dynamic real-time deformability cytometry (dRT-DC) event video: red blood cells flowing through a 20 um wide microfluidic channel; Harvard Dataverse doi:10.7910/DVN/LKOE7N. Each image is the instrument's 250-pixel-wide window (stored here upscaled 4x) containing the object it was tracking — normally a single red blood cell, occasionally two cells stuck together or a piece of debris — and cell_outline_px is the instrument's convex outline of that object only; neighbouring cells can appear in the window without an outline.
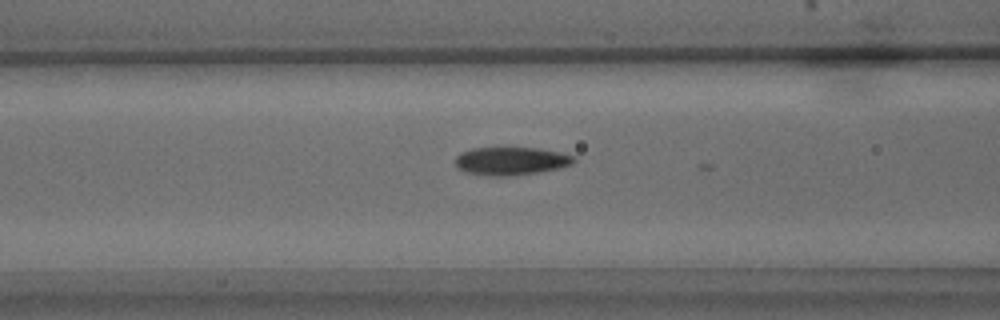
{"species": "common noctule bat (a hibernating species)", "species_latin": "Nyctalus noctula", "temperature_condition": "warm", "stored_images_in_passage": 9, "camera_frame_rate_fps": 3000, "um_per_image_px": 0.085, "animal": {"sex": "male", "body_mass_g": 15.6}, "frame": {"image": 1, "passage_image": 4, "time_ms": 1.0, "image_size_px": [1000, 320], "cell_outline_px": [[576, 160], [572, 164], [560, 168], [536, 172], [508, 176], [492, 176], [468, 172], [460, 168], [456, 164], [456, 156], [460, 152], [472, 148], [536, 148], [560, 152], [572, 156]], "centroid_in_image_um": [43.44, 13.68], "position_along_channel_um": 123.2, "area_um2": 19.07}}
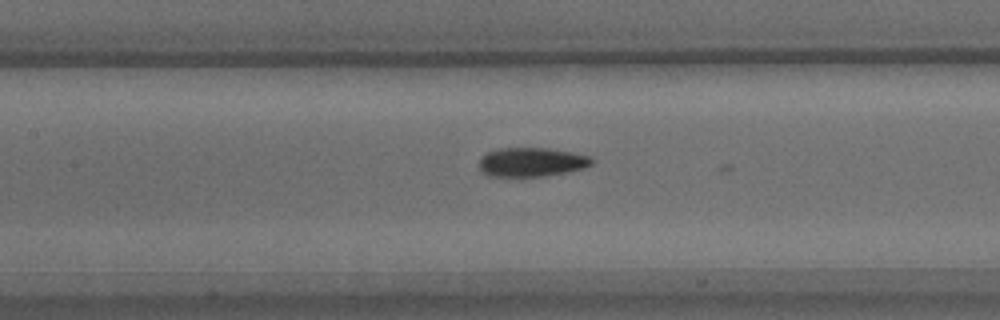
{"frame": {"image": 2, "passage_image": 7, "time_ms": 2.0, "image_size_px": [1000, 320], "cell_outline_px": [[596, 160], [592, 164], [584, 168], [568, 172], [544, 176], [488, 176], [480, 172], [480, 156], [488, 152], [500, 148], [548, 148], [572, 152], [592, 156]], "centroid_in_image_um": [45.21, 13.77], "position_along_channel_um": 162.2, "area_um2": 19.31}}